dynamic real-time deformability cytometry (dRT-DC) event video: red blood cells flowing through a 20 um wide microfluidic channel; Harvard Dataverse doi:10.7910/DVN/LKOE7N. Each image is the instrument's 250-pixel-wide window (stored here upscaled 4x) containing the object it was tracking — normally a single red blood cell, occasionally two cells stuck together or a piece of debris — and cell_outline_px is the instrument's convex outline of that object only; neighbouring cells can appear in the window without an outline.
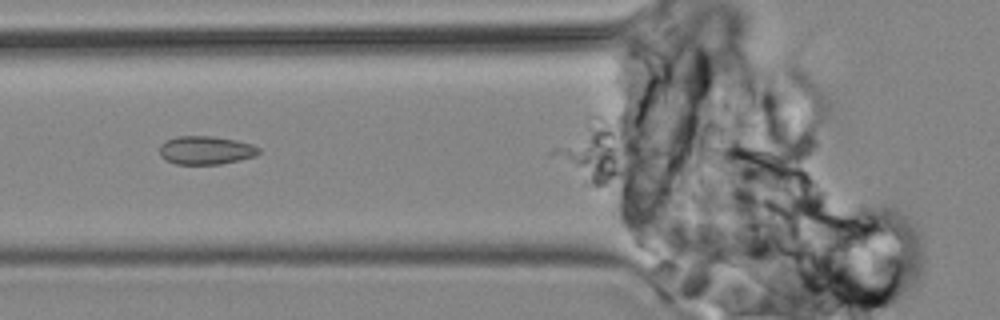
{"species": "common noctule bat (a hibernating species)", "species_latin": "Nyctalus noctula", "temperature_condition": "cold", "stored_images_in_passage": 4, "camera_frame_rate_fps": 3000, "um_per_image_px": 0.085, "animal": {"sex": "male", "body_mass_g": 19.2, "forearm_length_mm": 51.8}, "frame": {"image": 1, "passage_image": 4, "time_ms": 3.333, "image_size_px": [1000, 320], "cell_outline_px": [[260, 152], [256, 156], [240, 160], [220, 164], [176, 164], [160, 156], [160, 144], [164, 140], [176, 136], [212, 136], [236, 140], [252, 144], [260, 148]], "centroid_in_image_um": [17.5, 12.76], "position_along_channel_um": 108.3, "area_um2": 16.53}}